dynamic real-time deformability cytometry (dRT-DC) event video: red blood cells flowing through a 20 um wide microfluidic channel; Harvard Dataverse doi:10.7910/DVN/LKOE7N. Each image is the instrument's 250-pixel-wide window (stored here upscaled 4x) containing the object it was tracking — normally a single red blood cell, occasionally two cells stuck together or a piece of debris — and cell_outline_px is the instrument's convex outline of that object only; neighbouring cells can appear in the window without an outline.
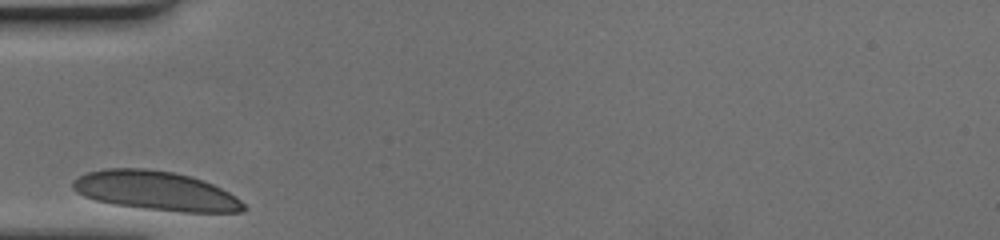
{"species": "human", "species_latin": "Homo sapiens", "temperature_condition": "cold", "stored_images_in_passage": 25, "camera_frame_rate_fps": 3000, "um_per_image_px": 0.085, "donor": {"sex": "female"}, "frame": {"image": 1, "passage_image": 1, "time_ms": 0.0, "image_size_px": [1000, 240], "cell_outline_px": [[248, 208], [244, 212], [184, 212], [144, 208], [112, 204], [96, 200], [84, 196], [76, 192], [72, 188], [72, 180], [88, 172], [108, 168], [144, 168], [172, 172], [188, 176], [212, 184], [228, 192], [240, 200]], "centroid_in_image_um": [13.22, 16.22], "position_along_channel_um": 71.8, "area_um2": 38.67}}
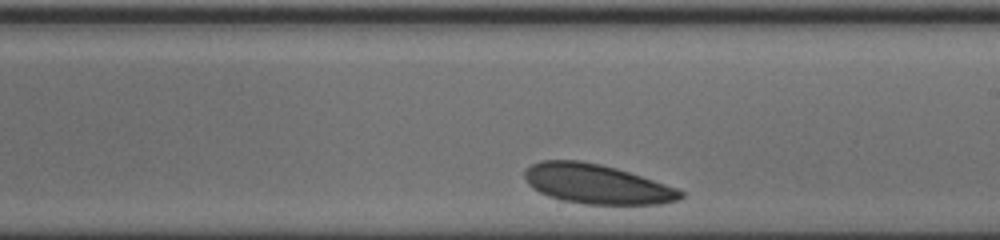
{"frame": {"image": 2, "passage_image": 15, "time_ms": 4.667, "image_size_px": [1000, 240], "cell_outline_px": [[684, 196], [680, 200], [664, 204], [584, 204], [564, 200], [548, 196], [532, 188], [528, 184], [524, 176], [524, 172], [532, 164], [540, 160], [576, 160], [600, 164], [616, 168], [676, 188], [684, 192]], "centroid_in_image_um": [50.72, 15.65], "position_along_channel_um": 238.3, "area_um2": 35.72}}
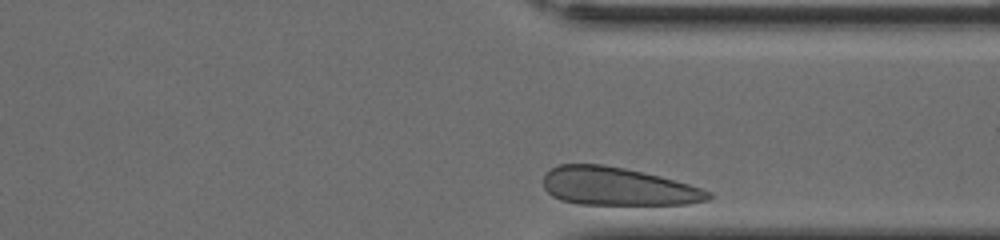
{"frame": {"image": 3, "passage_image": 25, "time_ms": 8.0, "image_size_px": [1000, 240], "cell_outline_px": [[712, 196], [708, 200], [688, 204], [580, 204], [560, 200], [552, 196], [544, 188], [544, 176], [552, 168], [560, 164], [600, 164], [624, 168], [688, 184], [712, 192]], "centroid_in_image_um": [52.48, 15.86], "position_along_channel_um": 358.9, "area_um2": 36.13}}